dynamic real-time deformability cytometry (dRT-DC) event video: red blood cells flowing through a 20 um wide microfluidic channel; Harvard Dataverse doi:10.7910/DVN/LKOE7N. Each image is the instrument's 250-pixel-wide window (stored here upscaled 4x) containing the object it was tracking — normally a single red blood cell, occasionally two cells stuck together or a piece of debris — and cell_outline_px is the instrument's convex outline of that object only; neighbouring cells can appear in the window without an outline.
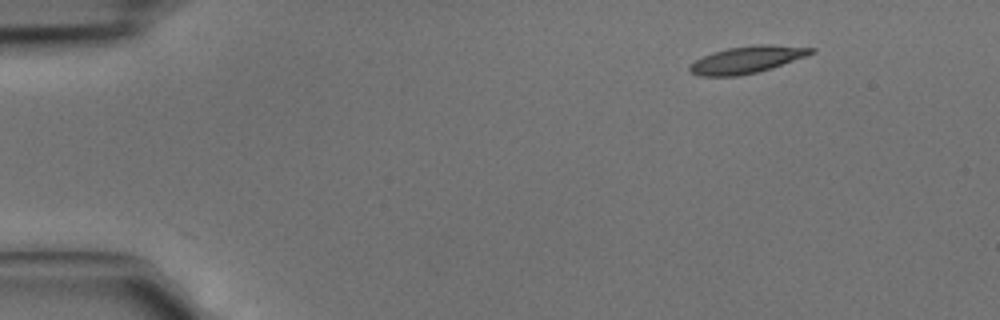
{"species": "common noctule bat (a hibernating species)", "species_latin": "Nyctalus noctula", "temperature_condition": "cold", "stored_images_in_passage": 4, "camera_frame_rate_fps": 3000, "um_per_image_px": 0.085, "animal": {"sex": "male", "body_mass_g": 15.6}, "frame": {"image": 1, "passage_image": 1, "time_ms": 0.0, "image_size_px": [1000, 320], "cell_outline_px": [[816, 52], [808, 56], [772, 68], [756, 72], [736, 76], [700, 76], [692, 72], [688, 68], [688, 64], [712, 52], [728, 48], [760, 44], [772, 44], [816, 48]], "centroid_in_image_um": [63.53, 5.06], "position_along_channel_um": 21.5, "area_um2": 19.19}}
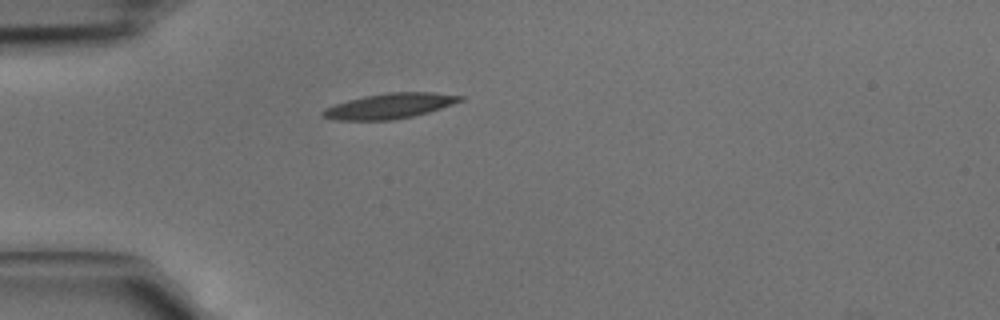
{"frame": {"image": 2, "passage_image": 3, "time_ms": 0.667, "image_size_px": [1000, 320], "cell_outline_px": [[464, 100], [428, 112], [412, 116], [392, 120], [336, 120], [324, 116], [320, 112], [324, 108], [348, 100], [364, 96], [388, 92], [432, 92], [464, 96]], "centroid_in_image_um": [33.12, 9.0], "position_along_channel_um": 51.9, "area_um2": 20.06}}